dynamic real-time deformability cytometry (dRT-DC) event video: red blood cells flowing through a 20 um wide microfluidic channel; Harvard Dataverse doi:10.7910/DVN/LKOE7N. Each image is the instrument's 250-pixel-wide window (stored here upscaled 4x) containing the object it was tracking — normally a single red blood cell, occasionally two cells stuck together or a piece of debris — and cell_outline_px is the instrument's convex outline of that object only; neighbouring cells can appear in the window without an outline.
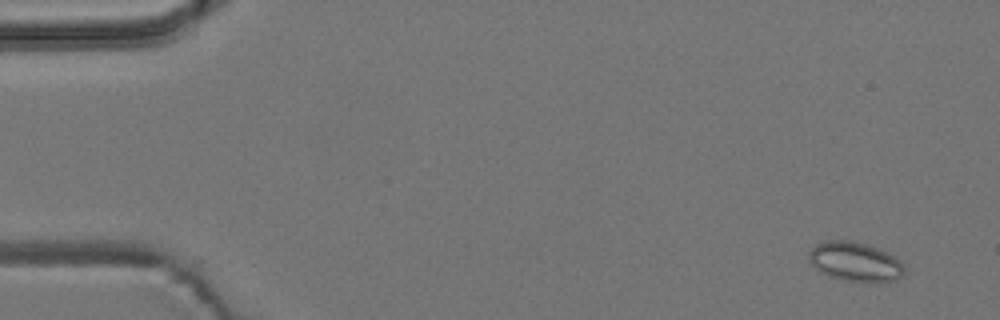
{"species": "common noctule bat (a hibernating species)", "species_latin": "Nyctalus noctula", "temperature_condition": "room temperature", "stored_images_in_passage": 5, "camera_frame_rate_fps": 3000, "um_per_image_px": 0.085, "animal": {"sex": "male", "body_mass_g": 19.2, "forearm_length_mm": 51.8}, "frame": {"image": 1, "passage_image": 1, "time_ms": 0.0, "image_size_px": [1000, 320], "cell_outline_px": [[904, 272], [896, 280], [880, 284], [872, 284], [840, 280], [828, 276], [820, 272], [808, 260], [808, 252], [816, 244], [824, 240], [852, 240], [868, 244], [880, 248], [900, 260], [904, 268]], "centroid_in_image_um": [72.69, 22.27], "position_along_channel_um": 12.3, "area_um2": 22.66}}